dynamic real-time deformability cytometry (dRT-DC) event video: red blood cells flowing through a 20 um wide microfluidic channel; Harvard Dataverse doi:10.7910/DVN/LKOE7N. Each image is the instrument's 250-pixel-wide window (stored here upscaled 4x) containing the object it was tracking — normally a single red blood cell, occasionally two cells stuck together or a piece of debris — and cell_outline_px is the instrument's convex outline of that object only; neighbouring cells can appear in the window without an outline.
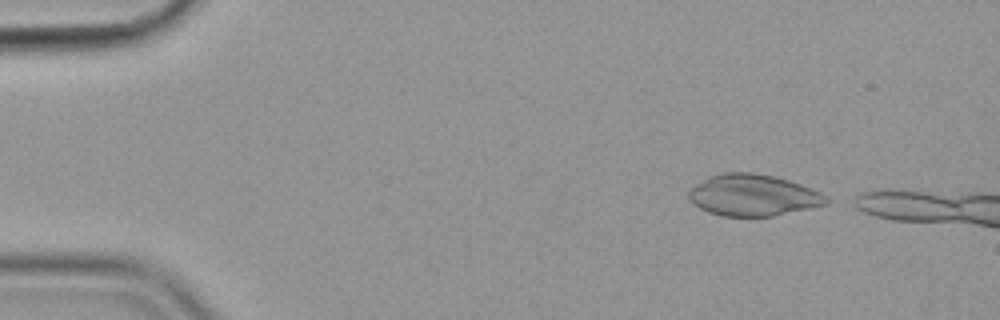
{"species": "common noctule bat (a hibernating species)", "species_latin": "Nyctalus noctula", "temperature_condition": "cold", "stored_images_in_passage": 8, "camera_frame_rate_fps": 3000, "um_per_image_px": 0.085, "animal": {"sex": "female", "body_mass_g": 19.9}, "frame": {"image": 1, "passage_image": 2, "time_ms": 0.333, "image_size_px": [1000, 320], "cell_outline_px": [[828, 204], [772, 216], [724, 216], [708, 212], [700, 208], [688, 196], [688, 192], [696, 184], [720, 172], [752, 172], [772, 176], [788, 180], [812, 188], [828, 196]], "centroid_in_image_um": [64.04, 16.59], "position_along_channel_um": 21.0, "area_um2": 32.95}}